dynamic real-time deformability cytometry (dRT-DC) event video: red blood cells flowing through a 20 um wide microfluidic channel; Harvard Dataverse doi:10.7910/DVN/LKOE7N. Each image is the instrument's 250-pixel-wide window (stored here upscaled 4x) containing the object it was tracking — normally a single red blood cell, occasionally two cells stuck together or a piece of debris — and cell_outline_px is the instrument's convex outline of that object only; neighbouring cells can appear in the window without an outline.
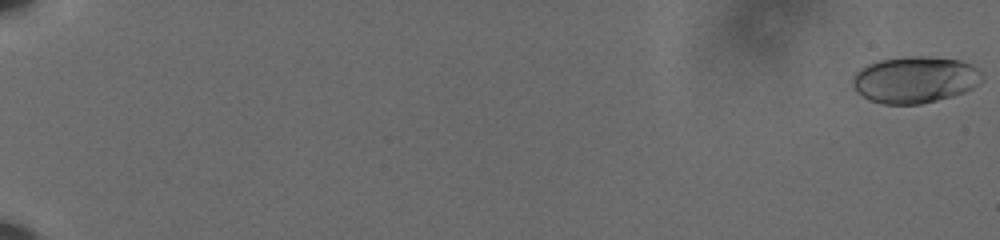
{"species": "human", "species_latin": "Homo sapiens", "temperature_condition": "cold", "stored_images_in_passage": 59, "camera_frame_rate_fps": 3000, "um_per_image_px": 0.085, "donor": {"sex": "male"}, "frame": {"image": 1, "passage_image": 1, "time_ms": 0.0, "image_size_px": [1000, 240], "cell_outline_px": [[984, 80], [980, 84], [964, 92], [952, 96], [920, 104], [884, 104], [868, 100], [856, 92], [852, 84], [852, 76], [860, 68], [868, 64], [880, 60], [908, 56], [932, 56], [960, 60], [972, 64], [984, 76]], "centroid_in_image_um": [77.77, 6.77], "position_along_channel_um": 7.2, "area_um2": 35.55}}
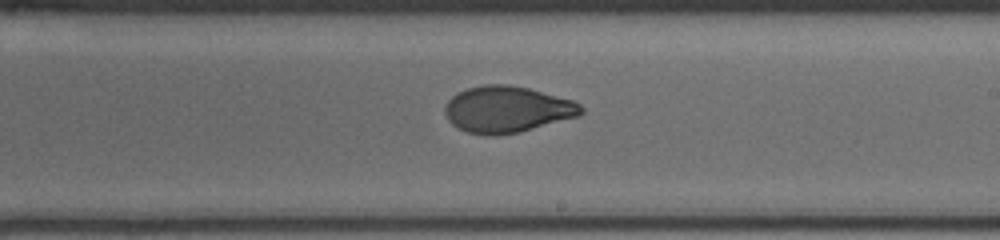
{"frame": {"image": 2, "passage_image": 40, "time_ms": 13.0, "image_size_px": [1000, 240], "cell_outline_px": [[584, 112], [580, 116], [520, 132], [496, 136], [484, 136], [468, 132], [456, 128], [448, 120], [444, 112], [444, 108], [448, 100], [452, 96], [468, 88], [484, 84], [508, 84], [528, 88], [572, 100], [580, 104], [584, 108]], "centroid_in_image_um": [43.1, 9.31], "position_along_channel_um": 245.9, "area_um2": 37.11}}
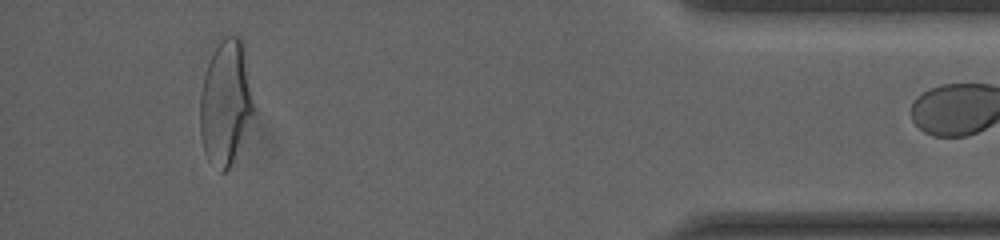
{"frame": {"image": 3, "passage_image": 58, "time_ms": 19.0, "image_size_px": [1000, 240], "cell_outline_px": [[252, 112], [232, 160], [228, 168], [224, 172], [220, 172], [208, 160], [204, 152], [200, 136], [200, 92], [204, 76], [208, 64], [220, 40], [224, 36], [240, 36], [244, 44], [252, 100]], "centroid_in_image_um": [19.13, 8.68], "position_along_channel_um": 416.1, "area_um2": 37.8}}